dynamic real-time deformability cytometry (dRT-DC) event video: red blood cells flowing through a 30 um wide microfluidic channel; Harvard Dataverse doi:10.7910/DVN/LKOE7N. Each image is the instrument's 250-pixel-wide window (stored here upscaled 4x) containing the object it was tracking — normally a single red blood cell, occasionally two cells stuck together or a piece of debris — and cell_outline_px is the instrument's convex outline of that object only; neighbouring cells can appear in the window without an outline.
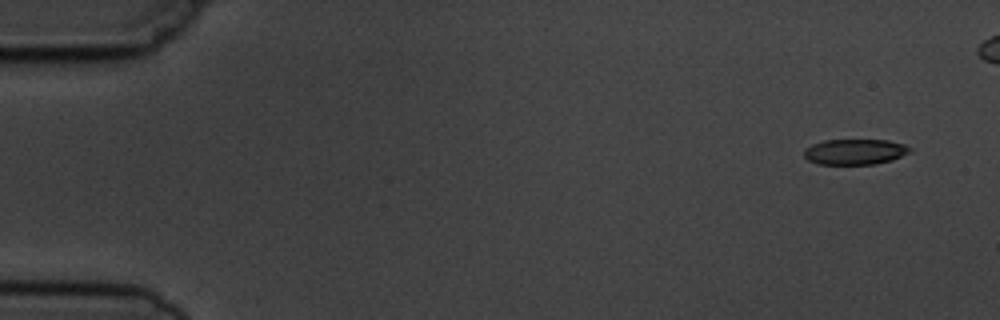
{"species": "common noctule bat (a hibernating species)", "species_latin": "Nyctalus noctula", "temperature_condition": "cold", "stored_images_in_passage": 5, "camera_frame_rate_fps": 3000, "um_per_image_px": 0.085, "animal": {"sex": "male", "body_mass_g": 19.5, "forearm_length_mm": 54.6}, "frame": {"image": 1, "passage_image": 1, "time_ms": 0.0, "image_size_px": [1000, 320], "cell_outline_px": [[912, 152], [892, 160], [876, 164], [820, 164], [808, 160], [804, 156], [804, 148], [812, 144], [824, 140], [888, 140], [904, 144], [912, 148]], "centroid_in_image_um": [72.69, 12.9], "position_along_channel_um": 12.3, "area_um2": 15.9}}